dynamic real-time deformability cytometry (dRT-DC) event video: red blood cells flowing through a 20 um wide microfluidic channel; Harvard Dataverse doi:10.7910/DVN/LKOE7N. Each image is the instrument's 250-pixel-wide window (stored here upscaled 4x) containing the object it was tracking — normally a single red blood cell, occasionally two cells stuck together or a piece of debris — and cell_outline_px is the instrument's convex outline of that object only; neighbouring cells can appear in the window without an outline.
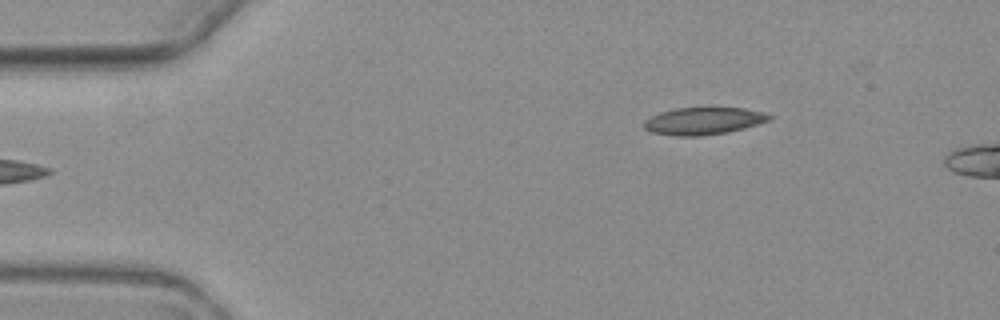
{"species": "common noctule bat (a hibernating species)", "species_latin": "Nyctalus noctula", "temperature_condition": "warm", "stored_images_in_passage": 6, "camera_frame_rate_fps": 3000, "um_per_image_px": 0.085, "animal": {"sex": "female", "body_mass_g": 19.3, "forearm_length_mm": 54.1}, "frame": {"image": 1, "passage_image": 6, "time_ms": 6.333, "image_size_px": [1000, 320], "cell_outline_px": [[772, 120], [744, 128], [728, 132], [696, 136], [676, 136], [652, 132], [644, 128], [644, 120], [660, 112], [676, 108], [744, 108], [764, 112], [772, 116]], "centroid_in_image_um": [59.82, 10.28], "position_along_channel_um": 25.2, "area_um2": 19.83}}